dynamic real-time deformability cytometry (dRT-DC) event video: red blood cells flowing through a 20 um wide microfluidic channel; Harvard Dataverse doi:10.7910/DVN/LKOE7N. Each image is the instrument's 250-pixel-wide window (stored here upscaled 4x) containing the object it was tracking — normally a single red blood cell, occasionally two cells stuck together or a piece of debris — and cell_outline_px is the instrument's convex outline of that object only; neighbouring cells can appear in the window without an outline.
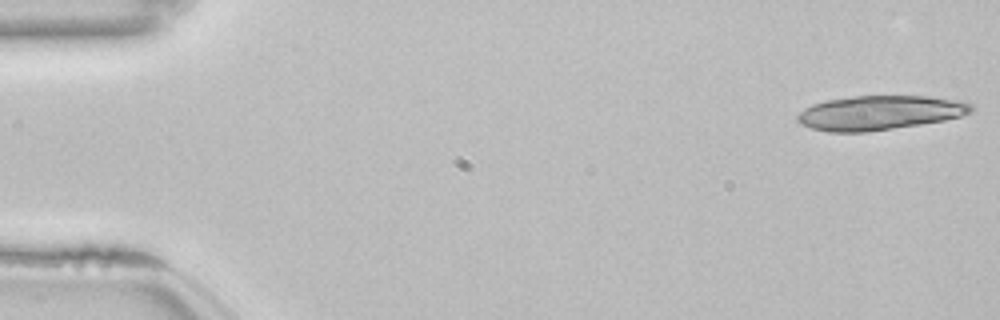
{"species": "common noctule bat (a hibernating species)", "species_latin": "Nyctalus noctula", "temperature_condition": "room temperature", "stored_images_in_passage": 17, "camera_frame_rate_fps": 3000, "um_per_image_px": 0.085, "animal": {"sex": "female", "body_mass_g": 22.7, "forearm_length_mm": 54.2}, "frame": {"image": 1, "passage_image": 1, "time_ms": 0.0, "image_size_px": [1000, 320], "cell_outline_px": [[976, 108], [972, 112], [960, 116], [944, 120], [920, 124], [864, 132], [828, 132], [812, 128], [800, 124], [796, 120], [796, 116], [804, 108], [812, 104], [828, 100], [852, 96], [928, 96], [964, 100], [972, 104]], "centroid_in_image_um": [74.8, 9.57], "position_along_channel_um": 10.2, "area_um2": 34.91}}